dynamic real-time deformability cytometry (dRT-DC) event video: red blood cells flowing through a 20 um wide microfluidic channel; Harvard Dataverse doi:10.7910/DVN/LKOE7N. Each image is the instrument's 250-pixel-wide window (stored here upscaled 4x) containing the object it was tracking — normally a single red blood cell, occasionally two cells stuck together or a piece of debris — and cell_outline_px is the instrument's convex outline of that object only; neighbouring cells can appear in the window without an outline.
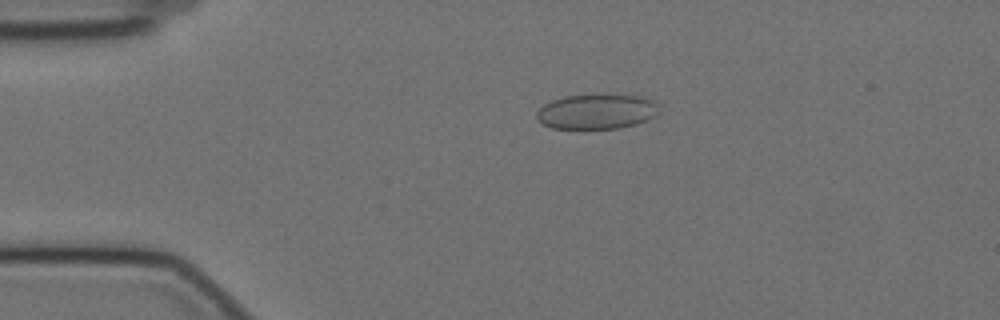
{"species": "Egyptian fruit bat (a non-hibernating species)", "species_latin": "Rousettus aegyptiacus", "temperature_condition": "cold", "stored_images_in_passage": 42, "camera_frame_rate_fps": 3000, "um_per_image_px": 0.085, "animal": {"sex": "female"}, "frame": {"image": 1, "passage_image": 4, "time_ms": 1.0, "image_size_px": [1000, 320], "cell_outline_px": [[660, 112], [656, 116], [636, 124], [620, 128], [584, 132], [552, 128], [544, 124], [536, 116], [536, 112], [544, 104], [552, 100], [564, 96], [644, 96], [656, 100], [660, 104]], "centroid_in_image_um": [50.75, 9.55], "position_along_channel_um": 34.2, "area_um2": 25.72}}
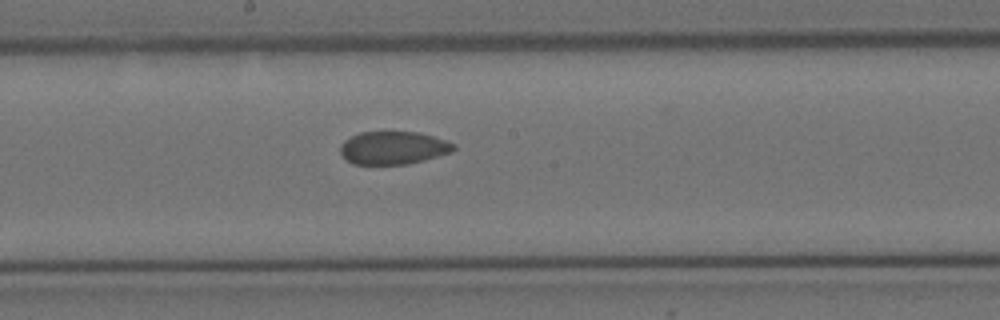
{"frame": {"image": 2, "passage_image": 23, "time_ms": 7.333, "image_size_px": [1000, 320], "cell_outline_px": [[456, 148], [452, 152], [424, 160], [408, 164], [352, 164], [344, 160], [340, 152], [340, 144], [344, 140], [360, 132], [420, 132], [456, 144]], "centroid_in_image_um": [33.4, 12.57], "position_along_channel_um": 214.8, "area_um2": 21.91}}
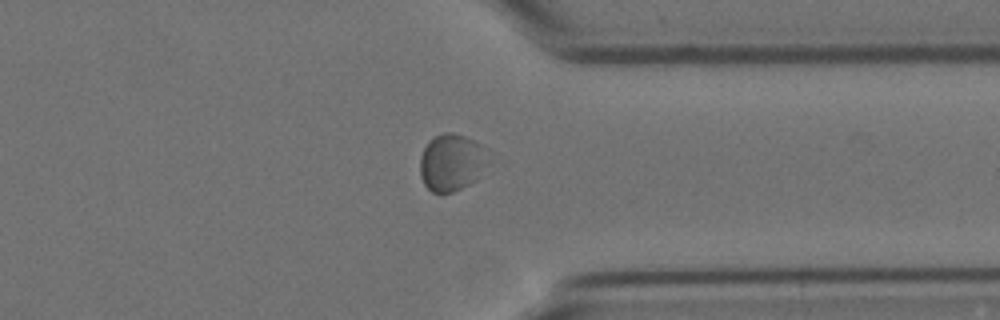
{"frame": {"image": 3, "passage_image": 37, "time_ms": 12.0, "image_size_px": [1000, 320], "cell_outline_px": [[488, 148], [476, 180], [452, 192], [440, 196], [432, 192], [424, 184], [420, 176], [420, 156], [428, 140], [444, 132], [452, 132], [476, 140], [484, 144]], "centroid_in_image_um": [38.32, 13.8], "position_along_channel_um": 373.1, "area_um2": 22.66}, "authors_computed_cell_mechanics": {"area_um2": 23.1489, "velocity_mm_per_s": 3.4449, "shape_relaxation_time_tau1_ms": null, "shape_relaxation_time_tau2_ms": 1.9524, "deformation_change_tau1": null, "deformation_change_tau2": 0.0484}}